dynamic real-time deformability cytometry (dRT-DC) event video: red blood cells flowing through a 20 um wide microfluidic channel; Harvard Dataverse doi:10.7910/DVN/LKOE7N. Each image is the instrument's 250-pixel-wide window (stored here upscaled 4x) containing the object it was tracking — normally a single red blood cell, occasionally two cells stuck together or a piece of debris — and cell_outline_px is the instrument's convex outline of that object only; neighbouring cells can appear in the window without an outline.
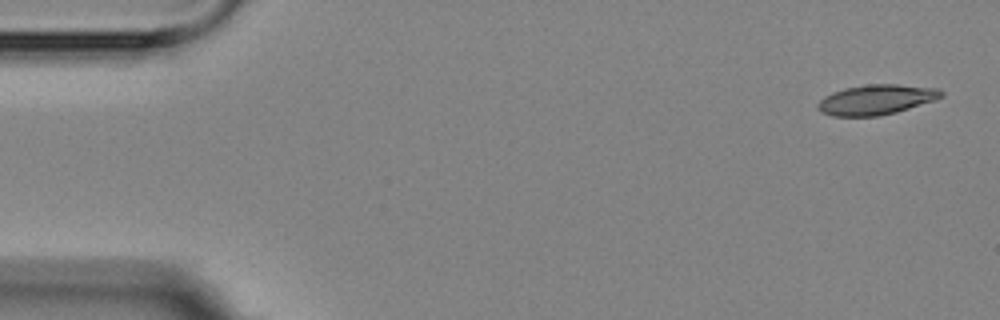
{"species": "Egyptian fruit bat (a non-hibernating species)", "species_latin": "Rousettus aegyptiacus", "temperature_condition": "room temperature", "stored_images_in_passage": 4, "camera_frame_rate_fps": 3000, "um_per_image_px": 0.085, "animal": {"sex": "female"}, "frame": {"image": 1, "passage_image": 1, "time_ms": 0.0, "image_size_px": [1000, 320], "cell_outline_px": [[944, 96], [936, 100], [896, 112], [876, 116], [832, 116], [816, 108], [816, 104], [824, 96], [832, 92], [844, 88], [868, 84], [896, 84], [940, 88], [944, 92]], "centroid_in_image_um": [74.5, 8.46], "position_along_channel_um": 10.5, "area_um2": 21.73}}